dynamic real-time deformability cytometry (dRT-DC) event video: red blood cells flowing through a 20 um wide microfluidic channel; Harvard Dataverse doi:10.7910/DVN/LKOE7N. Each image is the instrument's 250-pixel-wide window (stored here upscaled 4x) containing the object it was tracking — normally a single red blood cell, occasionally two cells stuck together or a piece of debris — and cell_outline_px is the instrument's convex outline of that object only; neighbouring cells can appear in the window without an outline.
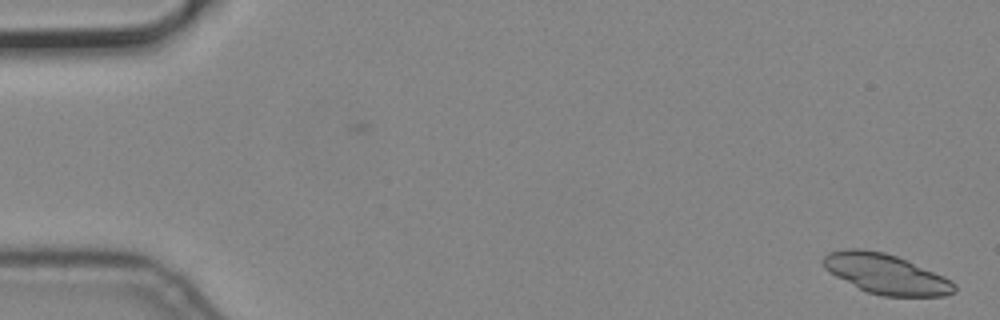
{"species": "common noctule bat (a hibernating species)", "species_latin": "Nyctalus noctula", "temperature_condition": "cold", "stored_images_in_passage": 2, "camera_frame_rate_fps": 3000, "um_per_image_px": 0.085, "animal": {"sex": "male", "body_mass_g": 19.2, "forearm_length_mm": 51.8}, "frame": {"image": 1, "passage_image": 2, "time_ms": 0.333, "image_size_px": [1000, 320], "cell_outline_px": [[956, 292], [944, 296], [884, 296], [868, 292], [828, 272], [824, 268], [820, 260], [828, 252], [844, 248], [860, 248], [884, 252], [896, 256], [944, 276], [952, 280], [956, 284]], "centroid_in_image_um": [75.28, 23.27], "position_along_channel_um": 9.7, "area_um2": 30.52}}